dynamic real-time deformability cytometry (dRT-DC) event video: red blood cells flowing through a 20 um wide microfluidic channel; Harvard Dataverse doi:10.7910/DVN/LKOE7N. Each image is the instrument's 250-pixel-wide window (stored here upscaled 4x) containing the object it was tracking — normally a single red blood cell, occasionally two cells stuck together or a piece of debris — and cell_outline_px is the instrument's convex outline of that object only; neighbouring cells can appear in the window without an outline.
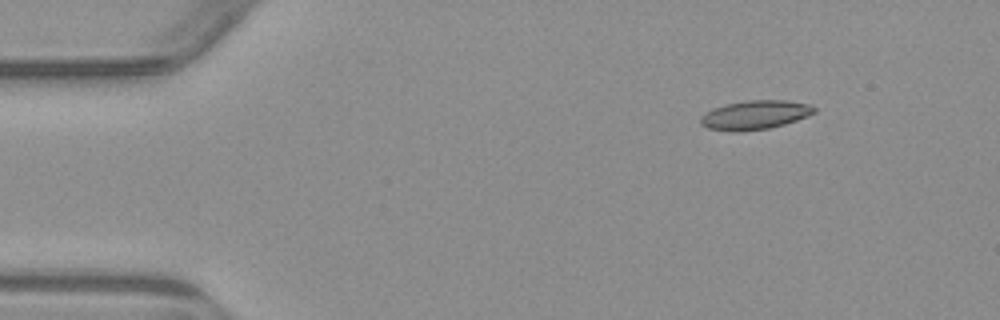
{"species": "common noctule bat (a hibernating species)", "species_latin": "Nyctalus noctula", "temperature_condition": "warm", "stored_images_in_passage": 4, "camera_frame_rate_fps": 3000, "um_per_image_px": 0.085, "animal": {"sex": "male", "body_mass_g": 23.1, "forearm_length_mm": 52.7}, "frame": {"image": 1, "passage_image": 2, "time_ms": 1.0, "image_size_px": [1000, 320], "cell_outline_px": [[816, 112], [808, 116], [784, 124], [768, 128], [740, 132], [732, 132], [708, 128], [700, 124], [700, 116], [712, 108], [724, 104], [744, 100], [788, 100], [808, 104], [816, 108]], "centroid_in_image_um": [64.14, 9.76], "position_along_channel_um": 20.9, "area_um2": 19.42}}